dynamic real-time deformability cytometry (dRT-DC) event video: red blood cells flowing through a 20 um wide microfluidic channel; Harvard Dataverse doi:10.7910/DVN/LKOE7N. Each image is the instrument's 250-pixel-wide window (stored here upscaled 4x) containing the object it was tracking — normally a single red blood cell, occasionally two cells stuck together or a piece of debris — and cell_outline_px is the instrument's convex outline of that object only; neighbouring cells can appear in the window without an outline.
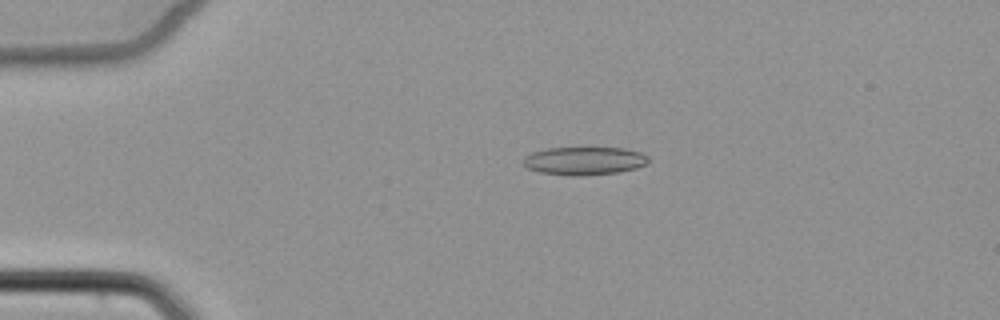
{"species": "common noctule bat (a hibernating species)", "species_latin": "Nyctalus noctula", "temperature_condition": "cold", "stored_images_in_passage": 2, "camera_frame_rate_fps": 3000, "um_per_image_px": 0.085, "animal": {"sex": "female", "body_mass_g": 22.7, "forearm_length_mm": 54.2}, "frame": {"image": 1, "passage_image": 1, "time_ms": 0.0, "image_size_px": [1000, 320], "cell_outline_px": [[648, 164], [636, 168], [616, 172], [580, 176], [572, 176], [540, 172], [524, 168], [520, 164], [520, 160], [524, 156], [532, 152], [548, 148], [624, 148], [640, 152], [648, 156]], "centroid_in_image_um": [49.59, 13.67], "position_along_channel_um": 35.4, "area_um2": 20.75}}